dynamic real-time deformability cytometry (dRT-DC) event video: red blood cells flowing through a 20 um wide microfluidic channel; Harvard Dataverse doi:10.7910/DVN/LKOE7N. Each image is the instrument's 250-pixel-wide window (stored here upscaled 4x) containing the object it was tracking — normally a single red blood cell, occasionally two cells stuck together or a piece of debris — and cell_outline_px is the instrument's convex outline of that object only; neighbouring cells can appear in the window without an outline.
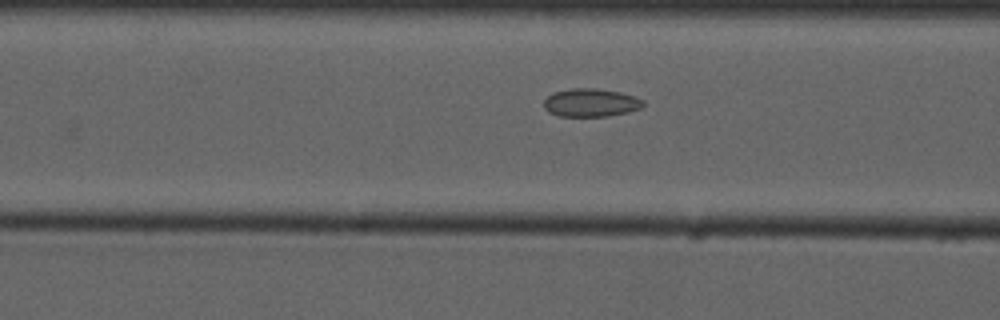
{"species": "common noctule bat (a hibernating species)", "species_latin": "Nyctalus noctula", "temperature_condition": "cold", "stored_images_in_passage": 10, "camera_frame_rate_fps": 3000, "um_per_image_px": 0.085, "animal": {"sex": "male", "forearm_length_mm": 52.5}, "frame": {"image": 1, "passage_image": 10, "time_ms": 10.667, "image_size_px": [1000, 320], "cell_outline_px": [[644, 108], [628, 112], [608, 116], [560, 116], [548, 112], [544, 108], [544, 100], [548, 96], [556, 92], [572, 88], [596, 88], [620, 92], [636, 96], [644, 100]], "centroid_in_image_um": [50.27, 8.73], "position_along_channel_um": 116.3, "area_um2": 16.42}}